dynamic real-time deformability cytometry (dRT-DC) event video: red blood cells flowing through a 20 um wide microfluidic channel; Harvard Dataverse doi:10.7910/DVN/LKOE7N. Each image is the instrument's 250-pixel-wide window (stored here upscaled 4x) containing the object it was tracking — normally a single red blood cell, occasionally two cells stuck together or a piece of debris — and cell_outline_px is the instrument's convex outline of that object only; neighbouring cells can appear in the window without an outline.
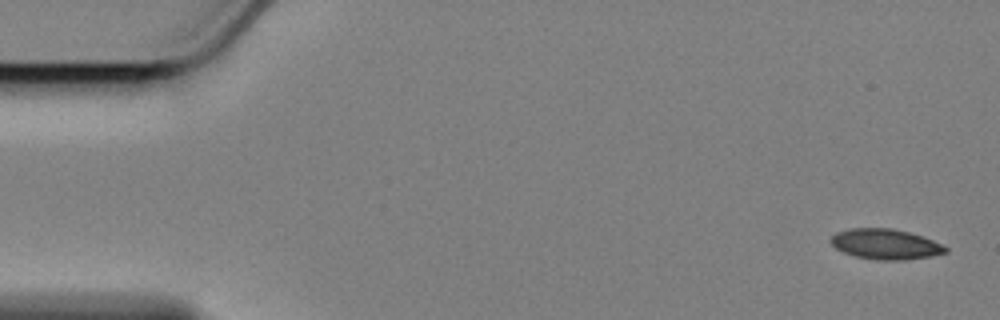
{"species": "Egyptian fruit bat (a non-hibernating species)", "species_latin": "Rousettus aegyptiacus", "temperature_condition": "cold", "stored_images_in_passage": 36, "camera_frame_rate_fps": 3000, "um_per_image_px": 0.085, "animal": {"sex": "female"}, "frame": {"image": 1, "passage_image": 1, "time_ms": 0.0, "image_size_px": [1000, 320], "cell_outline_px": [[948, 252], [928, 256], [904, 260], [876, 260], [856, 256], [844, 252], [836, 248], [832, 244], [832, 236], [836, 232], [852, 228], [892, 228], [908, 232], [932, 240], [948, 248]], "centroid_in_image_um": [75.26, 20.75], "position_along_channel_um": 9.7, "area_um2": 19.94}}
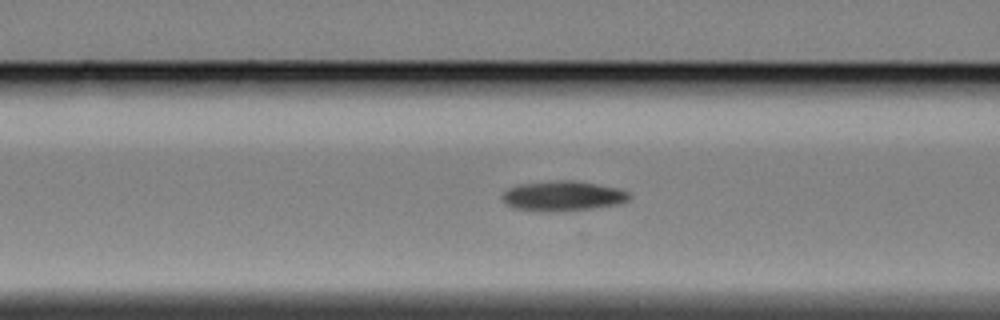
{"frame": {"image": 2, "passage_image": 21, "time_ms": 6.667, "image_size_px": [1000, 320], "cell_outline_px": [[632, 196], [628, 200], [620, 204], [592, 208], [560, 212], [536, 212], [512, 208], [504, 204], [500, 196], [508, 188], [520, 184], [556, 180], [576, 180], [620, 188], [628, 192]], "centroid_in_image_um": [47.81, 16.67], "position_along_channel_um": 118.8, "area_um2": 22.83}}
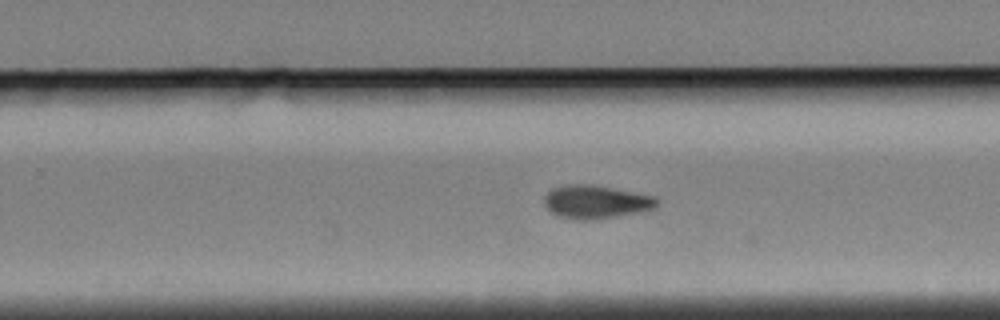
{"frame": {"image": 3, "passage_image": 35, "time_ms": 11.333, "image_size_px": [1000, 320], "cell_outline_px": [[656, 208], [596, 220], [580, 220], [556, 216], [544, 204], [544, 196], [552, 188], [564, 184], [592, 184], [656, 196]], "centroid_in_image_um": [50.61, 17.15], "position_along_channel_um": 279.2, "area_um2": 21.91}}